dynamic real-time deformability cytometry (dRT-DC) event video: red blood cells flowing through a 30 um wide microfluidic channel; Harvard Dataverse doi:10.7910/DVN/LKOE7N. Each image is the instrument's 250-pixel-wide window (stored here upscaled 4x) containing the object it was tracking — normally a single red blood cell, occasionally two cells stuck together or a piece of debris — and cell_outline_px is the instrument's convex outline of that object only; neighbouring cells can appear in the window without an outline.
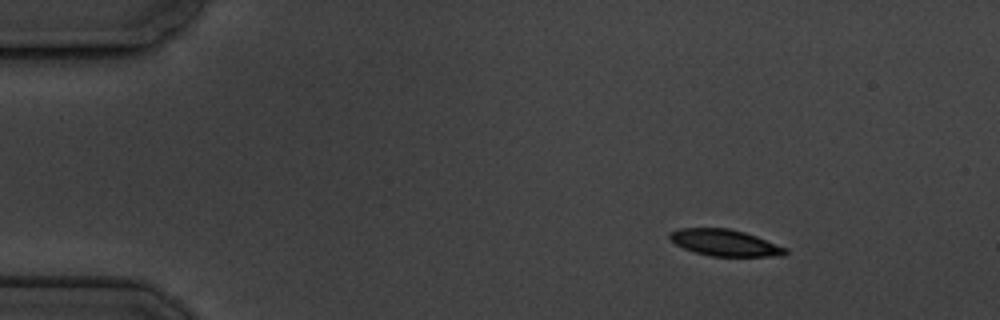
{"species": "common noctule bat (a hibernating species)", "species_latin": "Nyctalus noctula", "temperature_condition": "cold", "stored_images_in_passage": 8, "camera_frame_rate_fps": 3000, "um_per_image_px": 0.085, "animal": {"sex": "male", "body_mass_g": 19.5, "forearm_length_mm": 54.6}, "frame": {"image": 1, "passage_image": 2, "time_ms": 1.333, "image_size_px": [1000, 320], "cell_outline_px": [[788, 252], [784, 256], [712, 256], [696, 252], [684, 248], [676, 244], [668, 236], [668, 232], [680, 228], [728, 228], [744, 232], [756, 236], [788, 248]], "centroid_in_image_um": [61.63, 20.63], "position_along_channel_um": 23.4, "area_um2": 17.8}}
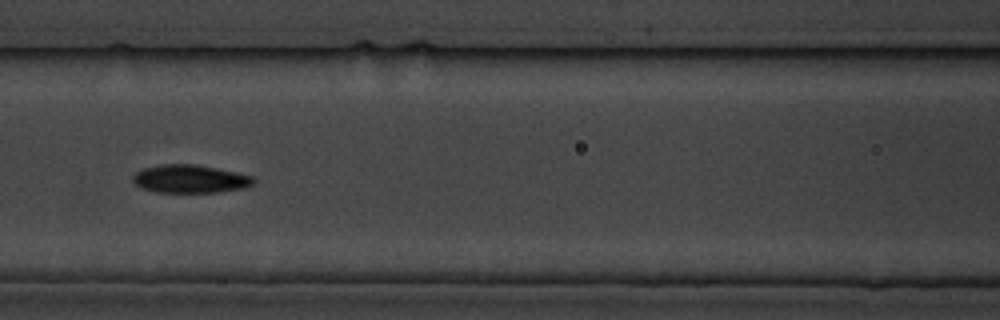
{"frame": {"image": 2, "passage_image": 7, "time_ms": 7.333, "image_size_px": [1000, 320], "cell_outline_px": [[256, 180], [252, 184], [244, 188], [216, 192], [156, 192], [140, 188], [132, 180], [132, 176], [136, 172], [144, 168], [164, 164], [192, 164], [216, 168], [236, 172], [252, 176]], "centroid_in_image_um": [16.14, 15.21], "position_along_channel_um": 150.5, "area_um2": 19.65}}
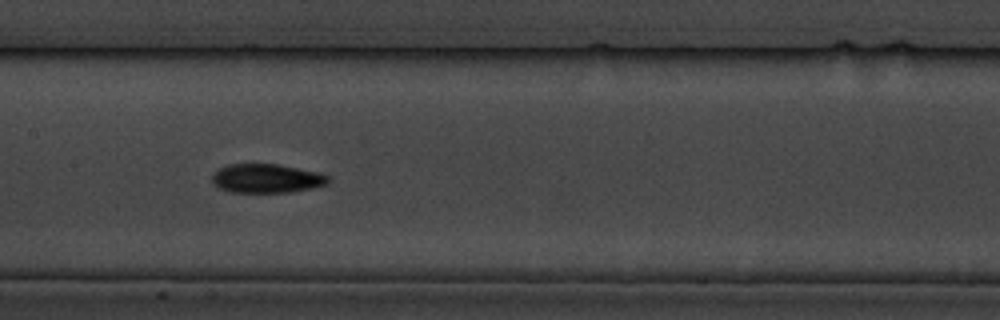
{"frame": {"image": 3, "passage_image": 8, "time_ms": 8.333, "image_size_px": [1000, 320], "cell_outline_px": [[332, 180], [328, 184], [312, 188], [292, 192], [228, 192], [212, 184], [212, 176], [220, 168], [228, 164], [276, 164], [320, 172], [328, 176]], "centroid_in_image_um": [22.69, 15.17], "position_along_channel_um": 184.7, "area_um2": 19.71}}